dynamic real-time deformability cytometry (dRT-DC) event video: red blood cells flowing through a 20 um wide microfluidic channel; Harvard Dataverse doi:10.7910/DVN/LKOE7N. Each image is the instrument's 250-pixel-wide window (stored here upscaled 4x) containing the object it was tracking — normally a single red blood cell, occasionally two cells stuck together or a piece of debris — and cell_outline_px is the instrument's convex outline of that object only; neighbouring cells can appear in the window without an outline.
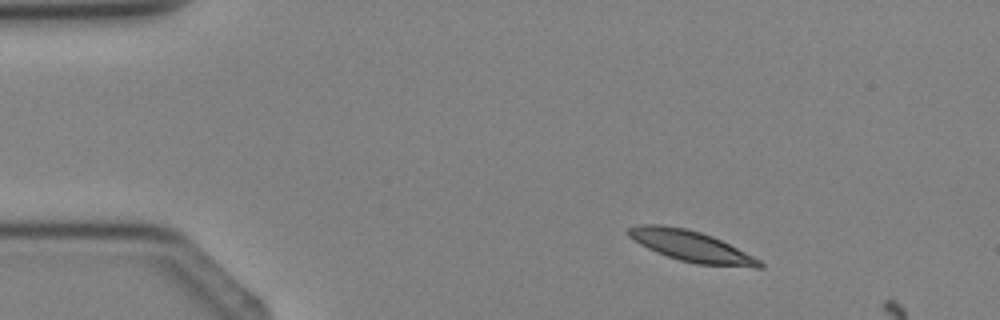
{"species": "Egyptian fruit bat (a non-hibernating species)", "species_latin": "Rousettus aegyptiacus", "temperature_condition": "cold", "stored_images_in_passage": 3, "camera_frame_rate_fps": 3000, "um_per_image_px": 0.085, "animal": {"sex": "female"}, "frame": {"image": 1, "passage_image": 2, "time_ms": 1.0, "image_size_px": [1000, 320], "cell_outline_px": [[764, 268], [756, 268], [696, 264], [680, 260], [656, 252], [640, 244], [628, 236], [628, 228], [640, 224], [660, 224], [684, 228], [700, 232], [712, 236], [760, 260], [764, 264]], "centroid_in_image_um": [58.74, 20.93], "position_along_channel_um": 26.3, "area_um2": 23.35}}